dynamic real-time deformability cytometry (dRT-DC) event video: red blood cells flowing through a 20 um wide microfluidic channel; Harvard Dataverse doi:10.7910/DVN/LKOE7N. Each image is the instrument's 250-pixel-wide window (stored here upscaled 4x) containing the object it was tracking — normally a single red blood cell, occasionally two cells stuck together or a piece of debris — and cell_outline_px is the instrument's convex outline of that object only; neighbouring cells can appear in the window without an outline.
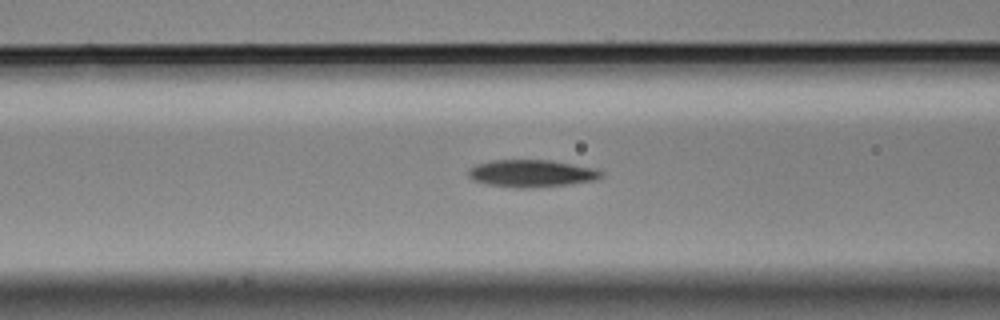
{"species": "Egyptian fruit bat (a non-hibernating species)", "species_latin": "Rousettus aegyptiacus", "temperature_condition": "cold", "stored_images_in_passage": 15, "camera_frame_rate_fps": 3000, "um_per_image_px": 0.085, "animal": {"sex": "male"}, "frame": {"image": 1, "passage_image": 13, "time_ms": 4.0, "image_size_px": [1000, 320], "cell_outline_px": [[604, 172], [596, 180], [568, 184], [532, 188], [520, 188], [484, 184], [472, 180], [468, 176], [468, 168], [476, 164], [492, 160], [548, 160], [596, 168]], "centroid_in_image_um": [45.14, 14.74], "position_along_channel_um": 121.5, "area_um2": 21.21}}